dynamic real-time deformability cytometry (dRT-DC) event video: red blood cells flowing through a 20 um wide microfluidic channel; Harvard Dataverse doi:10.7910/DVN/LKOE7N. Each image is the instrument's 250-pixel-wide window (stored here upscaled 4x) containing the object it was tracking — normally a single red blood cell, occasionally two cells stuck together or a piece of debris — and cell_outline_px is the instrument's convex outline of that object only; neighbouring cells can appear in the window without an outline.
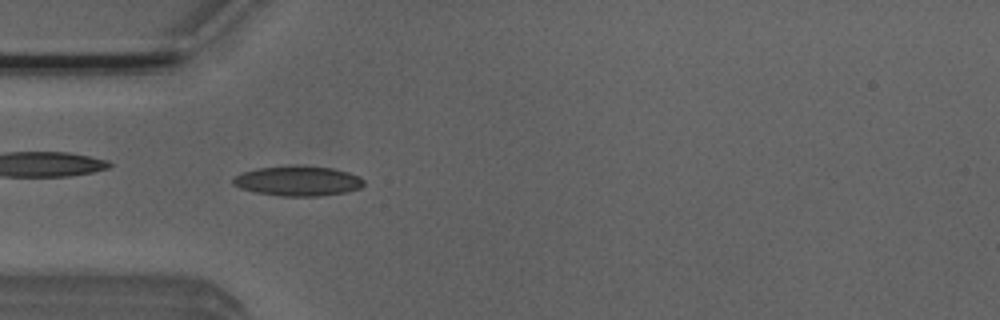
{"species": "Egyptian fruit bat (a non-hibernating species)", "species_latin": "Rousettus aegyptiacus", "temperature_condition": "room temperature", "stored_images_in_passage": 40, "camera_frame_rate_fps": 3000, "um_per_image_px": 0.085, "animal": {"sex": "male"}, "frame": {"image": 1, "passage_image": 10, "time_ms": 3.0, "image_size_px": [1000, 320], "cell_outline_px": [[364, 184], [360, 188], [348, 192], [320, 196], [280, 196], [256, 192], [240, 188], [232, 184], [232, 180], [236, 176], [244, 172], [260, 168], [332, 168], [348, 172], [360, 176], [364, 180]], "centroid_in_image_um": [25.37, 15.43], "position_along_channel_um": 59.6, "area_um2": 21.96}}
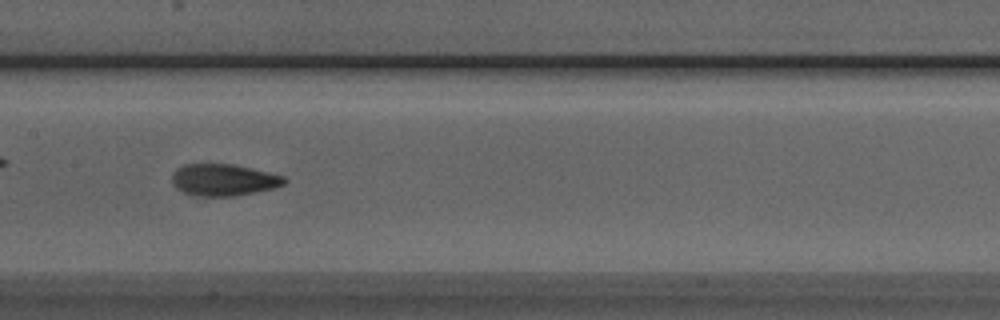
{"frame": {"image": 2, "passage_image": 20, "time_ms": 6.333, "image_size_px": [1000, 320], "cell_outline_px": [[288, 180], [284, 184], [272, 188], [236, 196], [196, 196], [184, 192], [176, 188], [172, 184], [172, 176], [184, 164], [232, 164], [268, 172], [284, 176]], "centroid_in_image_um": [19.01, 15.3], "position_along_channel_um": 188.4, "area_um2": 20.58}}
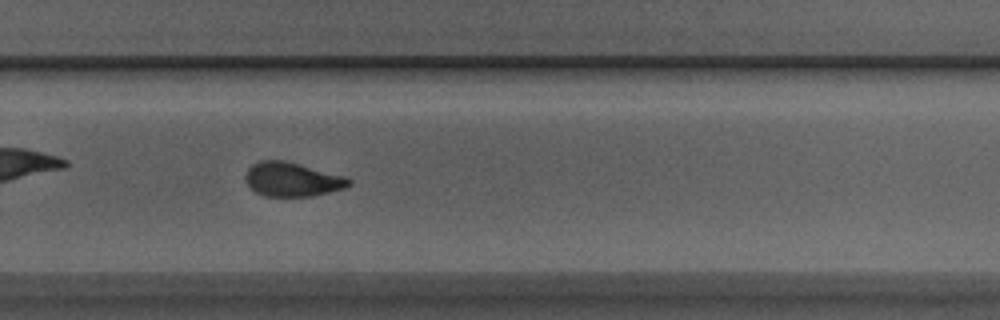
{"frame": {"image": 3, "passage_image": 29, "time_ms": 9.333, "image_size_px": [1000, 320], "cell_outline_px": [[352, 184], [344, 188], [312, 196], [264, 196], [256, 192], [248, 184], [244, 176], [248, 168], [252, 164], [260, 160], [284, 160], [300, 164], [344, 176], [352, 180]], "centroid_in_image_um": [24.82, 15.24], "position_along_channel_um": 305.0, "area_um2": 20.46}, "authors_computed_cell_mechanics": {"area_um2": 20.7213, "velocity_mm_per_s": 3.9106, "shape_relaxation_time_tau1_ms": 5.882, "shape_relaxation_time_tau2_ms": 2.0383, "deformation_change_tau1": 0.1764, "deformation_change_tau2": 0.0784}}